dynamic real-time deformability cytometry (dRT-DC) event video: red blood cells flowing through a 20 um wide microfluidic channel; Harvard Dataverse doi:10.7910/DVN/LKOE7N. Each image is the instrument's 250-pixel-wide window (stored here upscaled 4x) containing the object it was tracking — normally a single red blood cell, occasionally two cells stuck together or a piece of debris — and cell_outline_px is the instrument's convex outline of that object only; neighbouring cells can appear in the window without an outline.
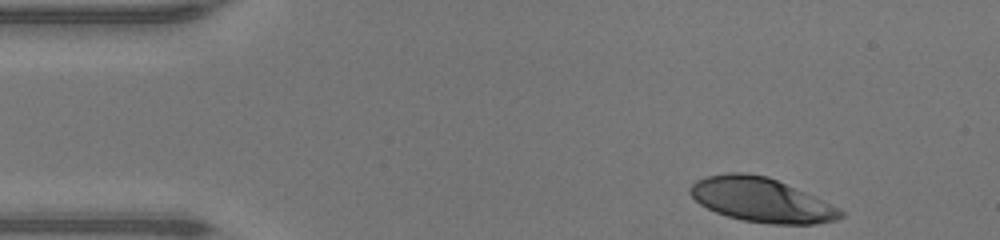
{"species": "human", "species_latin": "Homo sapiens", "temperature_condition": "warm", "stored_images_in_passage": 35, "camera_frame_rate_fps": 3000, "um_per_image_px": 0.085, "donor": {"sex": "male"}, "frame": {"image": 1, "passage_image": 1, "time_ms": 0.0, "image_size_px": [1000, 240], "cell_outline_px": [[844, 216], [836, 220], [812, 224], [772, 224], [744, 220], [728, 216], [716, 212], [700, 204], [688, 192], [688, 188], [696, 180], [708, 176], [728, 172], [748, 172], [768, 176], [816, 196], [840, 208], [844, 212]], "centroid_in_image_um": [64.73, 16.98], "position_along_channel_um": 20.3, "area_um2": 38.9}}
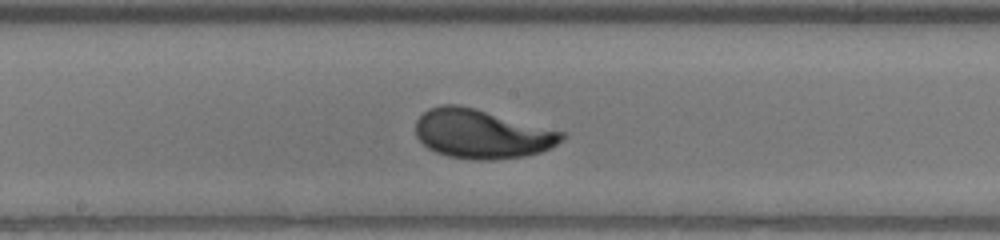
{"frame": {"image": 2, "passage_image": 20, "time_ms": 6.333, "image_size_px": [1000, 240], "cell_outline_px": [[568, 136], [552, 148], [540, 152], [524, 156], [492, 160], [472, 160], [448, 156], [436, 152], [428, 148], [416, 136], [416, 120], [428, 108], [440, 104], [460, 104], [476, 108], [568, 132]], "centroid_in_image_um": [41.0, 11.37], "position_along_channel_um": 207.2, "area_um2": 42.48}}
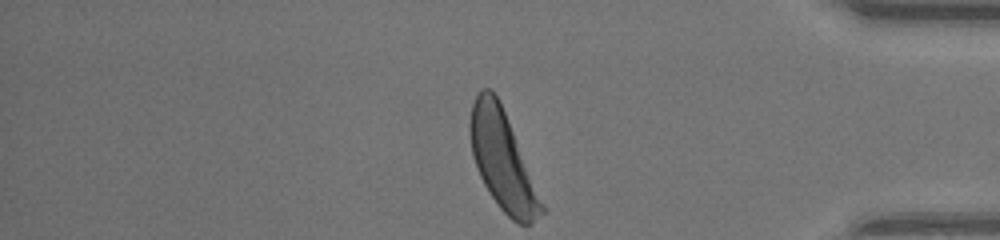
{"frame": {"image": 3, "passage_image": 35, "time_ms": 11.333, "image_size_px": [1000, 240], "cell_outline_px": [[548, 208], [532, 224], [516, 224], [500, 208], [484, 184], [480, 176], [472, 156], [468, 132], [468, 124], [472, 104], [480, 88], [488, 88], [496, 96], [504, 112]], "centroid_in_image_um": [42.74, 13.69], "position_along_channel_um": 392.5, "area_um2": 41.33}, "authors_computed_cell_mechanics": {"area_um2": 41.038, "velocity_mm_per_s": 4.3112, "shape_relaxation_time_tau1_ms": 3.0873, "shape_relaxation_time_tau2_ms": null, "deformation_change_tau1": 0.2067, "deformation_change_tau2": null}}